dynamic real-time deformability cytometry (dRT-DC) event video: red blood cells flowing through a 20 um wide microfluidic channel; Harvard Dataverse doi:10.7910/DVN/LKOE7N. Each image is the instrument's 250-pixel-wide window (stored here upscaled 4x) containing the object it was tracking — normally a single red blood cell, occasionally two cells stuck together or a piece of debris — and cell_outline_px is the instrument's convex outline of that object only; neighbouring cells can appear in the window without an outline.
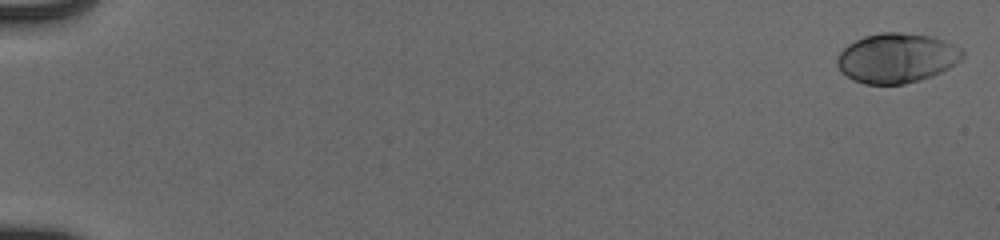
{"species": "human", "species_latin": "Homo sapiens", "temperature_condition": "cold", "stored_images_in_passage": 54, "camera_frame_rate_fps": 3000, "um_per_image_px": 0.085, "donor": {"sex": "male"}, "frame": {"image": 1, "passage_image": 1, "time_ms": 0.0, "image_size_px": [1000, 240], "cell_outline_px": [[964, 56], [960, 60], [948, 68], [932, 76], [904, 84], [864, 84], [852, 80], [836, 64], [836, 60], [840, 52], [848, 44], [864, 36], [880, 32], [900, 32], [932, 36], [944, 40], [960, 48], [964, 52]], "centroid_in_image_um": [76.22, 4.92], "position_along_channel_um": 8.8, "area_um2": 36.18}}
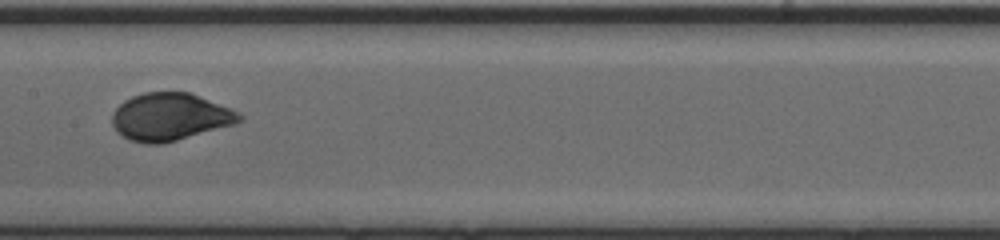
{"frame": {"image": 2, "passage_image": 30, "time_ms": 9.667, "image_size_px": [1000, 240], "cell_outline_px": [[244, 116], [240, 120], [232, 124], [176, 140], [160, 144], [148, 144], [128, 140], [116, 132], [112, 124], [112, 112], [124, 100], [132, 96], [144, 92], [188, 92], [232, 108], [240, 112]], "centroid_in_image_um": [14.41, 9.93], "position_along_channel_um": 193.0, "area_um2": 35.08}}
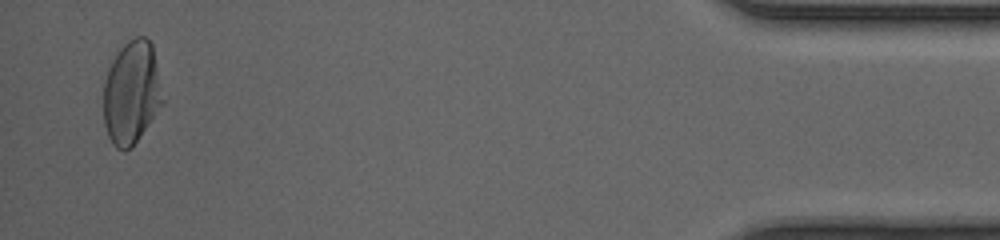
{"frame": {"image": 3, "passage_image": 53, "time_ms": 17.333, "image_size_px": [1000, 240], "cell_outline_px": [[164, 104], [132, 148], [124, 152], [116, 148], [112, 144], [108, 136], [104, 124], [104, 80], [108, 68], [112, 60], [120, 48], [128, 40], [136, 36], [144, 36], [152, 44], [164, 100]], "centroid_in_image_um": [11.18, 7.91], "position_along_channel_um": 424.0, "area_um2": 36.01}, "authors_computed_cell_mechanics": {"area_um2": 34.8823, "velocity_mm_per_s": 3.9283, "shape_relaxation_time_tau1_ms": 2.5384, "shape_relaxation_time_tau2_ms": null, "deformation_change_tau1": 0.1484, "deformation_change_tau2": null}}